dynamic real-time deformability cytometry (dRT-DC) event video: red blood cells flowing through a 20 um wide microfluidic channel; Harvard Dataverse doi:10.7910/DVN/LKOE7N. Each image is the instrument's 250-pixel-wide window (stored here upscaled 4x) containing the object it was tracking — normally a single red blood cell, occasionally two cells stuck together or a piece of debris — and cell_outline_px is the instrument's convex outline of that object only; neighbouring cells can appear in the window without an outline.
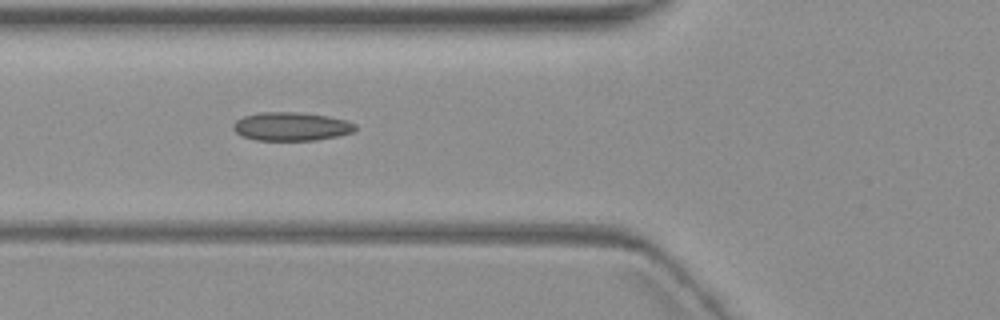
{"species": "common noctule bat (a hibernating species)", "species_latin": "Nyctalus noctula", "temperature_condition": "warm", "stored_images_in_passage": 16, "segment_of_instrument_passage": [1, 2], "camera_frame_rate_fps": 3000, "um_per_image_px": 0.085, "animal": {"sex": "female", "body_mass_g": 19.3, "forearm_length_mm": 54.1}, "frame": {"image": 1, "passage_image": 6, "time_ms": 7.0, "image_size_px": [1000, 320], "cell_outline_px": [[356, 128], [352, 132], [340, 136], [316, 140], [256, 140], [240, 136], [232, 128], [232, 124], [236, 120], [244, 116], [260, 112], [296, 112], [328, 116], [344, 120], [356, 124]], "centroid_in_image_um": [24.73, 10.75], "position_along_channel_um": 101.1, "area_um2": 20.35}}
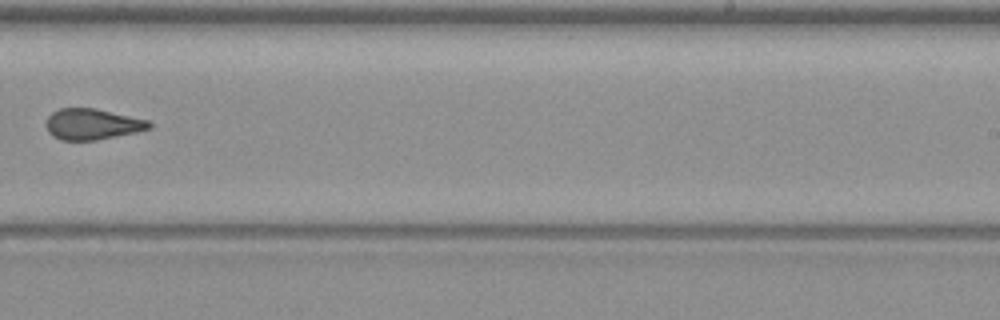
{"frame": {"image": 2, "passage_image": 10, "time_ms": 12.0, "image_size_px": [1000, 320], "cell_outline_px": [[152, 128], [136, 132], [96, 140], [60, 140], [52, 136], [48, 132], [44, 124], [48, 116], [52, 112], [60, 108], [96, 108], [148, 120], [152, 124]], "centroid_in_image_um": [7.81, 10.55], "position_along_channel_um": 281.2, "area_um2": 18.73}}
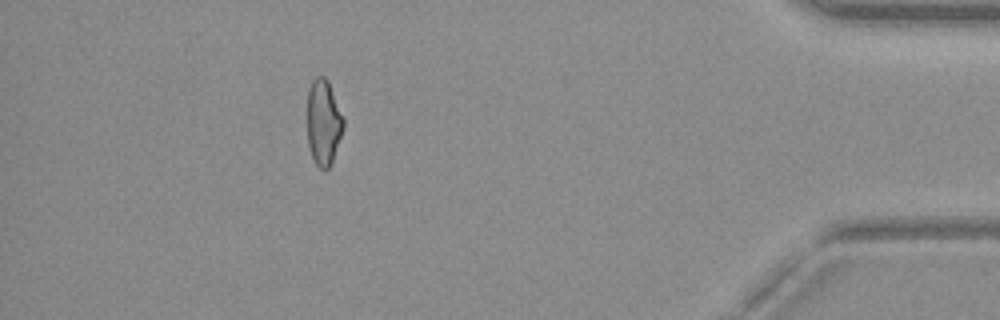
{"frame": {"image": 3, "passage_image": 14, "time_ms": 17.0, "image_size_px": [1000, 320], "cell_outline_px": [[344, 128], [332, 160], [328, 168], [324, 172], [316, 164], [312, 156], [308, 144], [308, 88], [312, 80], [316, 76], [324, 76], [328, 80], [344, 116]], "centroid_in_image_um": [27.51, 10.37], "position_along_channel_um": 407.7, "area_um2": 18.15}}